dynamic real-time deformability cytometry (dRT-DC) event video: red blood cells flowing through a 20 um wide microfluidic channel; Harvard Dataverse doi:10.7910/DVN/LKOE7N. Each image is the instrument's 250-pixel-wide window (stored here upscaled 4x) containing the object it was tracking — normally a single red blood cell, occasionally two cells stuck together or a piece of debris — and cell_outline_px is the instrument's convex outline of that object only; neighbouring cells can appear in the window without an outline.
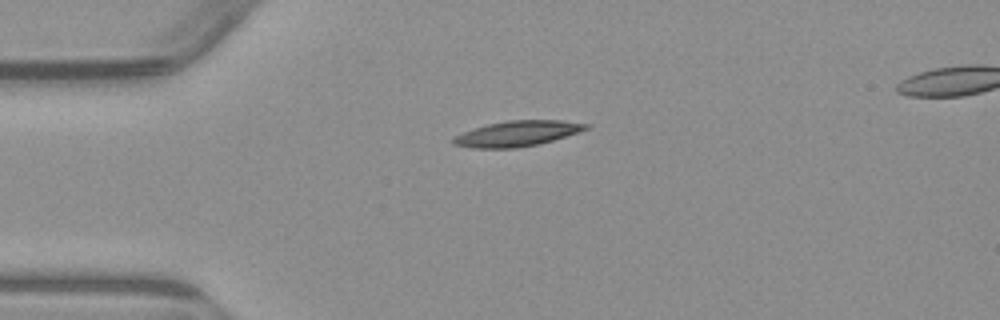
{"species": "common noctule bat (a hibernating species)", "species_latin": "Nyctalus noctula", "temperature_condition": "warm", "stored_images_in_passage": 3, "camera_frame_rate_fps": 3000, "um_per_image_px": 0.085, "animal": {"sex": "male", "body_mass_g": 23.1, "forearm_length_mm": 52.7}, "frame": {"image": 1, "passage_image": 1, "time_ms": 0.0, "image_size_px": [1000, 320], "cell_outline_px": [[592, 124], [588, 128], [580, 132], [552, 140], [536, 144], [516, 148], [472, 148], [452, 144], [452, 136], [488, 124], [508, 120], [564, 120]], "centroid_in_image_um": [43.98, 11.35], "position_along_channel_um": 41.0, "area_um2": 19.65}}
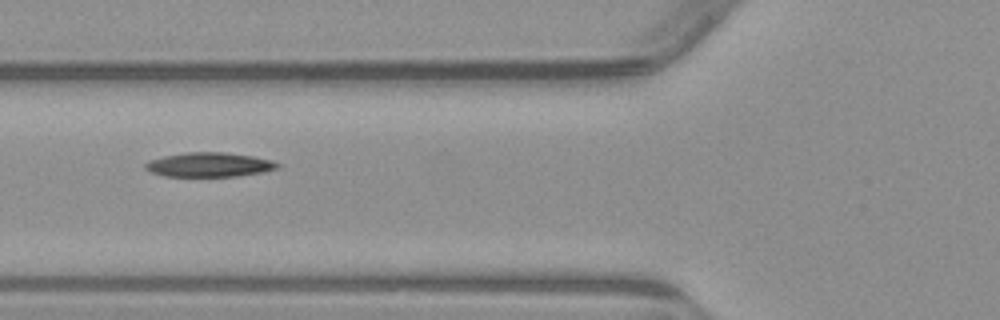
{"frame": {"image": 2, "passage_image": 3, "time_ms": 2.333, "image_size_px": [1000, 320], "cell_outline_px": [[280, 164], [276, 168], [260, 172], [236, 176], [164, 176], [152, 172], [144, 168], [144, 164], [148, 160], [164, 156], [188, 152], [224, 152], [252, 156], [272, 160]], "centroid_in_image_um": [17.74, 13.99], "position_along_channel_um": 108.1, "area_um2": 18.55}}